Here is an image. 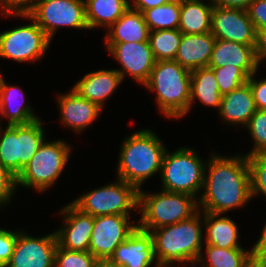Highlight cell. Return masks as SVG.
I'll return each mask as SVG.
<instances>
[{"label":"cell","mask_w":266,"mask_h":267,"mask_svg":"<svg viewBox=\"0 0 266 267\" xmlns=\"http://www.w3.org/2000/svg\"><path fill=\"white\" fill-rule=\"evenodd\" d=\"M94 267H117V266L111 263L109 260H98L95 263Z\"/></svg>","instance_id":"cell-45"},{"label":"cell","mask_w":266,"mask_h":267,"mask_svg":"<svg viewBox=\"0 0 266 267\" xmlns=\"http://www.w3.org/2000/svg\"><path fill=\"white\" fill-rule=\"evenodd\" d=\"M108 54L121 65L115 69L124 79L130 75L139 84H144L156 63L153 51L147 42L105 44Z\"/></svg>","instance_id":"cell-14"},{"label":"cell","mask_w":266,"mask_h":267,"mask_svg":"<svg viewBox=\"0 0 266 267\" xmlns=\"http://www.w3.org/2000/svg\"><path fill=\"white\" fill-rule=\"evenodd\" d=\"M251 177L252 199L257 195L266 196V152H260L247 157Z\"/></svg>","instance_id":"cell-33"},{"label":"cell","mask_w":266,"mask_h":267,"mask_svg":"<svg viewBox=\"0 0 266 267\" xmlns=\"http://www.w3.org/2000/svg\"><path fill=\"white\" fill-rule=\"evenodd\" d=\"M85 18L90 30L104 27L108 29L130 7L129 0H84Z\"/></svg>","instance_id":"cell-27"},{"label":"cell","mask_w":266,"mask_h":267,"mask_svg":"<svg viewBox=\"0 0 266 267\" xmlns=\"http://www.w3.org/2000/svg\"><path fill=\"white\" fill-rule=\"evenodd\" d=\"M204 161L191 147H179L171 153L166 150L159 174L162 190L188 194L198 200L204 187Z\"/></svg>","instance_id":"cell-6"},{"label":"cell","mask_w":266,"mask_h":267,"mask_svg":"<svg viewBox=\"0 0 266 267\" xmlns=\"http://www.w3.org/2000/svg\"><path fill=\"white\" fill-rule=\"evenodd\" d=\"M32 23L0 33V57L16 62H37L46 54L51 39L30 15H14Z\"/></svg>","instance_id":"cell-10"},{"label":"cell","mask_w":266,"mask_h":267,"mask_svg":"<svg viewBox=\"0 0 266 267\" xmlns=\"http://www.w3.org/2000/svg\"><path fill=\"white\" fill-rule=\"evenodd\" d=\"M149 28L140 11L131 7L107 29L105 44L147 42Z\"/></svg>","instance_id":"cell-23"},{"label":"cell","mask_w":266,"mask_h":267,"mask_svg":"<svg viewBox=\"0 0 266 267\" xmlns=\"http://www.w3.org/2000/svg\"><path fill=\"white\" fill-rule=\"evenodd\" d=\"M203 247L205 249L202 248L197 263H195L196 266L198 264L199 267H252L251 249H223L208 244H204ZM202 251H204L205 258Z\"/></svg>","instance_id":"cell-29"},{"label":"cell","mask_w":266,"mask_h":267,"mask_svg":"<svg viewBox=\"0 0 266 267\" xmlns=\"http://www.w3.org/2000/svg\"><path fill=\"white\" fill-rule=\"evenodd\" d=\"M57 246L55 232L33 237L17 230L13 254L5 267H54Z\"/></svg>","instance_id":"cell-13"},{"label":"cell","mask_w":266,"mask_h":267,"mask_svg":"<svg viewBox=\"0 0 266 267\" xmlns=\"http://www.w3.org/2000/svg\"><path fill=\"white\" fill-rule=\"evenodd\" d=\"M201 214L199 210L187 220L150 232L153 236L154 256L159 267H176L175 263L195 266L204 244V221Z\"/></svg>","instance_id":"cell-2"},{"label":"cell","mask_w":266,"mask_h":267,"mask_svg":"<svg viewBox=\"0 0 266 267\" xmlns=\"http://www.w3.org/2000/svg\"><path fill=\"white\" fill-rule=\"evenodd\" d=\"M15 191H17L16 176L0 161V208L11 202Z\"/></svg>","instance_id":"cell-36"},{"label":"cell","mask_w":266,"mask_h":267,"mask_svg":"<svg viewBox=\"0 0 266 267\" xmlns=\"http://www.w3.org/2000/svg\"><path fill=\"white\" fill-rule=\"evenodd\" d=\"M251 199L248 158L240 154L230 158L211 153L205 167L204 187L198 199L199 210L225 214L235 208H243Z\"/></svg>","instance_id":"cell-1"},{"label":"cell","mask_w":266,"mask_h":267,"mask_svg":"<svg viewBox=\"0 0 266 267\" xmlns=\"http://www.w3.org/2000/svg\"><path fill=\"white\" fill-rule=\"evenodd\" d=\"M216 38L211 32L182 34L175 61L189 71L208 67Z\"/></svg>","instance_id":"cell-22"},{"label":"cell","mask_w":266,"mask_h":267,"mask_svg":"<svg viewBox=\"0 0 266 267\" xmlns=\"http://www.w3.org/2000/svg\"><path fill=\"white\" fill-rule=\"evenodd\" d=\"M182 34L179 29L150 31L148 41L155 60H174L182 40Z\"/></svg>","instance_id":"cell-31"},{"label":"cell","mask_w":266,"mask_h":267,"mask_svg":"<svg viewBox=\"0 0 266 267\" xmlns=\"http://www.w3.org/2000/svg\"><path fill=\"white\" fill-rule=\"evenodd\" d=\"M211 33L218 39L255 47L256 29L244 9L213 6Z\"/></svg>","instance_id":"cell-15"},{"label":"cell","mask_w":266,"mask_h":267,"mask_svg":"<svg viewBox=\"0 0 266 267\" xmlns=\"http://www.w3.org/2000/svg\"><path fill=\"white\" fill-rule=\"evenodd\" d=\"M143 86L156 92L157 108L167 118L181 119L189 113L191 71L177 61H156Z\"/></svg>","instance_id":"cell-4"},{"label":"cell","mask_w":266,"mask_h":267,"mask_svg":"<svg viewBox=\"0 0 266 267\" xmlns=\"http://www.w3.org/2000/svg\"><path fill=\"white\" fill-rule=\"evenodd\" d=\"M0 116L2 117L1 109H0ZM1 117H0V118H1ZM0 121H1V119H0ZM2 128H3V127L1 126V123H0V132L3 130Z\"/></svg>","instance_id":"cell-47"},{"label":"cell","mask_w":266,"mask_h":267,"mask_svg":"<svg viewBox=\"0 0 266 267\" xmlns=\"http://www.w3.org/2000/svg\"><path fill=\"white\" fill-rule=\"evenodd\" d=\"M255 56L258 66L266 60V30L256 31Z\"/></svg>","instance_id":"cell-41"},{"label":"cell","mask_w":266,"mask_h":267,"mask_svg":"<svg viewBox=\"0 0 266 267\" xmlns=\"http://www.w3.org/2000/svg\"><path fill=\"white\" fill-rule=\"evenodd\" d=\"M253 0H209L215 7L240 8L246 10Z\"/></svg>","instance_id":"cell-44"},{"label":"cell","mask_w":266,"mask_h":267,"mask_svg":"<svg viewBox=\"0 0 266 267\" xmlns=\"http://www.w3.org/2000/svg\"><path fill=\"white\" fill-rule=\"evenodd\" d=\"M208 3V4H207ZM203 0H180V23L183 34L211 32L213 4Z\"/></svg>","instance_id":"cell-26"},{"label":"cell","mask_w":266,"mask_h":267,"mask_svg":"<svg viewBox=\"0 0 266 267\" xmlns=\"http://www.w3.org/2000/svg\"><path fill=\"white\" fill-rule=\"evenodd\" d=\"M131 216L105 215L94 217L88 251L98 260H109L115 248L137 228Z\"/></svg>","instance_id":"cell-12"},{"label":"cell","mask_w":266,"mask_h":267,"mask_svg":"<svg viewBox=\"0 0 266 267\" xmlns=\"http://www.w3.org/2000/svg\"><path fill=\"white\" fill-rule=\"evenodd\" d=\"M42 119L29 124L8 125L0 132V161L14 175L26 167L45 138Z\"/></svg>","instance_id":"cell-8"},{"label":"cell","mask_w":266,"mask_h":267,"mask_svg":"<svg viewBox=\"0 0 266 267\" xmlns=\"http://www.w3.org/2000/svg\"><path fill=\"white\" fill-rule=\"evenodd\" d=\"M138 227L151 232L187 220L199 211L198 200L188 194L161 190L158 193L139 190Z\"/></svg>","instance_id":"cell-5"},{"label":"cell","mask_w":266,"mask_h":267,"mask_svg":"<svg viewBox=\"0 0 266 267\" xmlns=\"http://www.w3.org/2000/svg\"><path fill=\"white\" fill-rule=\"evenodd\" d=\"M149 31L178 29L180 23V0L156 6L142 12Z\"/></svg>","instance_id":"cell-30"},{"label":"cell","mask_w":266,"mask_h":267,"mask_svg":"<svg viewBox=\"0 0 266 267\" xmlns=\"http://www.w3.org/2000/svg\"><path fill=\"white\" fill-rule=\"evenodd\" d=\"M256 110L251 87L246 82L231 92L222 95L218 112L219 118L225 123L246 127Z\"/></svg>","instance_id":"cell-21"},{"label":"cell","mask_w":266,"mask_h":267,"mask_svg":"<svg viewBox=\"0 0 266 267\" xmlns=\"http://www.w3.org/2000/svg\"><path fill=\"white\" fill-rule=\"evenodd\" d=\"M202 212L204 228L206 230L204 236L205 244L223 249L243 248L239 243L238 226L230 217L224 216L225 214Z\"/></svg>","instance_id":"cell-24"},{"label":"cell","mask_w":266,"mask_h":267,"mask_svg":"<svg viewBox=\"0 0 266 267\" xmlns=\"http://www.w3.org/2000/svg\"><path fill=\"white\" fill-rule=\"evenodd\" d=\"M60 211L59 214L64 215V223L55 231L58 245L71 251H88L94 216L81 212L72 203Z\"/></svg>","instance_id":"cell-16"},{"label":"cell","mask_w":266,"mask_h":267,"mask_svg":"<svg viewBox=\"0 0 266 267\" xmlns=\"http://www.w3.org/2000/svg\"><path fill=\"white\" fill-rule=\"evenodd\" d=\"M122 82V76L115 69H102L87 73L76 82L72 89L81 97L103 109L106 100Z\"/></svg>","instance_id":"cell-19"},{"label":"cell","mask_w":266,"mask_h":267,"mask_svg":"<svg viewBox=\"0 0 266 267\" xmlns=\"http://www.w3.org/2000/svg\"><path fill=\"white\" fill-rule=\"evenodd\" d=\"M245 128L248 129L254 145L244 155L248 157L256 153L266 152V110L257 109Z\"/></svg>","instance_id":"cell-34"},{"label":"cell","mask_w":266,"mask_h":267,"mask_svg":"<svg viewBox=\"0 0 266 267\" xmlns=\"http://www.w3.org/2000/svg\"><path fill=\"white\" fill-rule=\"evenodd\" d=\"M38 0H0V9L4 16L29 15Z\"/></svg>","instance_id":"cell-37"},{"label":"cell","mask_w":266,"mask_h":267,"mask_svg":"<svg viewBox=\"0 0 266 267\" xmlns=\"http://www.w3.org/2000/svg\"><path fill=\"white\" fill-rule=\"evenodd\" d=\"M57 103L61 124L78 134L92 125L103 111L98 105L81 97L73 89H70L67 94L58 95Z\"/></svg>","instance_id":"cell-18"},{"label":"cell","mask_w":266,"mask_h":267,"mask_svg":"<svg viewBox=\"0 0 266 267\" xmlns=\"http://www.w3.org/2000/svg\"><path fill=\"white\" fill-rule=\"evenodd\" d=\"M209 68L214 71L221 95L227 94L248 82L249 75L242 68L230 67L229 65Z\"/></svg>","instance_id":"cell-32"},{"label":"cell","mask_w":266,"mask_h":267,"mask_svg":"<svg viewBox=\"0 0 266 267\" xmlns=\"http://www.w3.org/2000/svg\"><path fill=\"white\" fill-rule=\"evenodd\" d=\"M29 15L51 40L63 26L89 29L85 18L84 0H38Z\"/></svg>","instance_id":"cell-11"},{"label":"cell","mask_w":266,"mask_h":267,"mask_svg":"<svg viewBox=\"0 0 266 267\" xmlns=\"http://www.w3.org/2000/svg\"><path fill=\"white\" fill-rule=\"evenodd\" d=\"M246 11L256 31L266 30V0H253Z\"/></svg>","instance_id":"cell-39"},{"label":"cell","mask_w":266,"mask_h":267,"mask_svg":"<svg viewBox=\"0 0 266 267\" xmlns=\"http://www.w3.org/2000/svg\"><path fill=\"white\" fill-rule=\"evenodd\" d=\"M0 109L2 117L8 118V125L29 124L40 119L33 108L25 104L23 90L19 86L8 85L4 77L0 85Z\"/></svg>","instance_id":"cell-25"},{"label":"cell","mask_w":266,"mask_h":267,"mask_svg":"<svg viewBox=\"0 0 266 267\" xmlns=\"http://www.w3.org/2000/svg\"><path fill=\"white\" fill-rule=\"evenodd\" d=\"M132 1L133 3H130V7L142 13L144 10L167 4L173 0H132Z\"/></svg>","instance_id":"cell-43"},{"label":"cell","mask_w":266,"mask_h":267,"mask_svg":"<svg viewBox=\"0 0 266 267\" xmlns=\"http://www.w3.org/2000/svg\"><path fill=\"white\" fill-rule=\"evenodd\" d=\"M252 267H266V259H252Z\"/></svg>","instance_id":"cell-46"},{"label":"cell","mask_w":266,"mask_h":267,"mask_svg":"<svg viewBox=\"0 0 266 267\" xmlns=\"http://www.w3.org/2000/svg\"><path fill=\"white\" fill-rule=\"evenodd\" d=\"M3 77H4L3 74L0 73V85H1V81H2V78H3Z\"/></svg>","instance_id":"cell-48"},{"label":"cell","mask_w":266,"mask_h":267,"mask_svg":"<svg viewBox=\"0 0 266 267\" xmlns=\"http://www.w3.org/2000/svg\"><path fill=\"white\" fill-rule=\"evenodd\" d=\"M109 261L117 267H159L154 256L153 236L137 228L119 244Z\"/></svg>","instance_id":"cell-17"},{"label":"cell","mask_w":266,"mask_h":267,"mask_svg":"<svg viewBox=\"0 0 266 267\" xmlns=\"http://www.w3.org/2000/svg\"><path fill=\"white\" fill-rule=\"evenodd\" d=\"M97 261L89 251H71L58 245L54 267H94Z\"/></svg>","instance_id":"cell-35"},{"label":"cell","mask_w":266,"mask_h":267,"mask_svg":"<svg viewBox=\"0 0 266 267\" xmlns=\"http://www.w3.org/2000/svg\"><path fill=\"white\" fill-rule=\"evenodd\" d=\"M71 145L65 140H45L33 158L16 177V185L31 188L39 193L53 187L61 177L71 156Z\"/></svg>","instance_id":"cell-7"},{"label":"cell","mask_w":266,"mask_h":267,"mask_svg":"<svg viewBox=\"0 0 266 267\" xmlns=\"http://www.w3.org/2000/svg\"><path fill=\"white\" fill-rule=\"evenodd\" d=\"M17 240V230L0 228V267L9 262Z\"/></svg>","instance_id":"cell-38"},{"label":"cell","mask_w":266,"mask_h":267,"mask_svg":"<svg viewBox=\"0 0 266 267\" xmlns=\"http://www.w3.org/2000/svg\"><path fill=\"white\" fill-rule=\"evenodd\" d=\"M221 97L212 68L202 67L191 71L189 112L196 99L203 105L216 108L219 111Z\"/></svg>","instance_id":"cell-28"},{"label":"cell","mask_w":266,"mask_h":267,"mask_svg":"<svg viewBox=\"0 0 266 267\" xmlns=\"http://www.w3.org/2000/svg\"><path fill=\"white\" fill-rule=\"evenodd\" d=\"M114 183L92 189L74 199L71 203L81 212L97 216L122 215L131 216L132 210L139 205V190L121 179Z\"/></svg>","instance_id":"cell-9"},{"label":"cell","mask_w":266,"mask_h":267,"mask_svg":"<svg viewBox=\"0 0 266 267\" xmlns=\"http://www.w3.org/2000/svg\"><path fill=\"white\" fill-rule=\"evenodd\" d=\"M256 73L248 78L249 86L251 87L256 109L266 110V78L260 80L255 79Z\"/></svg>","instance_id":"cell-40"},{"label":"cell","mask_w":266,"mask_h":267,"mask_svg":"<svg viewBox=\"0 0 266 267\" xmlns=\"http://www.w3.org/2000/svg\"><path fill=\"white\" fill-rule=\"evenodd\" d=\"M242 68L249 76L259 69L254 47L216 38L208 67Z\"/></svg>","instance_id":"cell-20"},{"label":"cell","mask_w":266,"mask_h":267,"mask_svg":"<svg viewBox=\"0 0 266 267\" xmlns=\"http://www.w3.org/2000/svg\"><path fill=\"white\" fill-rule=\"evenodd\" d=\"M255 245L251 248L252 259H266V223Z\"/></svg>","instance_id":"cell-42"},{"label":"cell","mask_w":266,"mask_h":267,"mask_svg":"<svg viewBox=\"0 0 266 267\" xmlns=\"http://www.w3.org/2000/svg\"><path fill=\"white\" fill-rule=\"evenodd\" d=\"M116 175L138 190L157 172L160 174L166 146L151 129L128 135L121 144Z\"/></svg>","instance_id":"cell-3"}]
</instances>
